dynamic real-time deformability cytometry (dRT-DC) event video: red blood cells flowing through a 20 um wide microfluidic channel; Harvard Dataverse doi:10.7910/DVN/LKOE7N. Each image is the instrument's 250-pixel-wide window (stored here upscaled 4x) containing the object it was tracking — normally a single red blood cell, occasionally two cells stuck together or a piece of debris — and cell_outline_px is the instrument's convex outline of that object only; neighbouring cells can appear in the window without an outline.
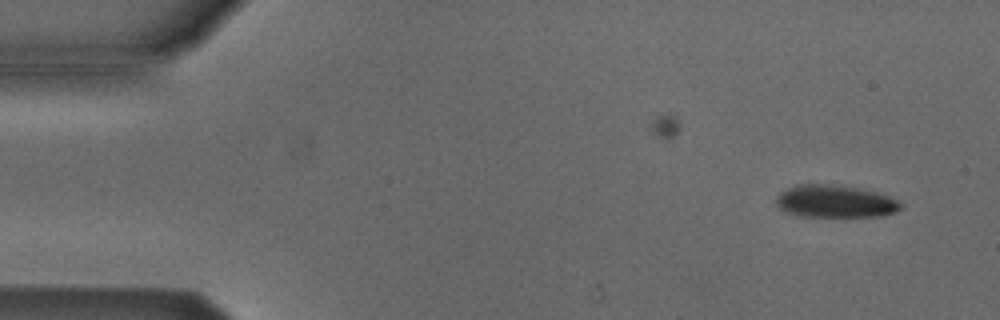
{"species": "Egyptian fruit bat (a non-hibernating species)", "species_latin": "Rousettus aegyptiacus", "temperature_condition": "cold", "stored_images_in_passage": 2, "camera_frame_rate_fps": 3000, "um_per_image_px": 0.085, "animal": {"sex": "male"}, "frame": {"image": 1, "passage_image": 2, "time_ms": 1.333, "image_size_px": [1000, 320], "cell_outline_px": [[904, 208], [896, 212], [884, 216], [800, 216], [788, 212], [780, 208], [776, 204], [776, 196], [780, 192], [796, 184], [832, 184], [860, 188], [876, 192], [888, 196], [896, 200]], "centroid_in_image_um": [70.99, 17.11], "position_along_channel_um": 14.0, "area_um2": 23.58}}